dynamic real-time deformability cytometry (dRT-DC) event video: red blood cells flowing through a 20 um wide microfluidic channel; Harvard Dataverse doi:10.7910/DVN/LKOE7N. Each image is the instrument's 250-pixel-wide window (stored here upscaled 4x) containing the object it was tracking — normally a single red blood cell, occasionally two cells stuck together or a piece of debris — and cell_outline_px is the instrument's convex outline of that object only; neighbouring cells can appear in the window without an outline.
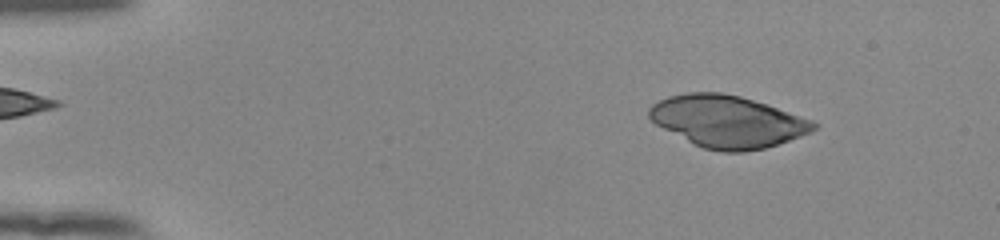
{"species": "human", "species_latin": "Homo sapiens", "temperature_condition": "room temperature", "stored_images_in_passage": 52, "camera_frame_rate_fps": 3000, "um_per_image_px": 0.085, "donor": {"sex": "female"}, "frame": {"image": 1, "passage_image": 7, "time_ms": 2.0, "image_size_px": [1000, 240], "cell_outline_px": [[820, 128], [812, 132], [764, 148], [744, 152], [720, 152], [704, 148], [656, 124], [648, 116], [648, 108], [652, 104], [668, 96], [688, 92], [720, 92], [740, 96], [768, 104], [812, 120], [820, 124]], "centroid_in_image_um": [61.88, 10.31], "position_along_channel_um": 23.1, "area_um2": 49.59}}